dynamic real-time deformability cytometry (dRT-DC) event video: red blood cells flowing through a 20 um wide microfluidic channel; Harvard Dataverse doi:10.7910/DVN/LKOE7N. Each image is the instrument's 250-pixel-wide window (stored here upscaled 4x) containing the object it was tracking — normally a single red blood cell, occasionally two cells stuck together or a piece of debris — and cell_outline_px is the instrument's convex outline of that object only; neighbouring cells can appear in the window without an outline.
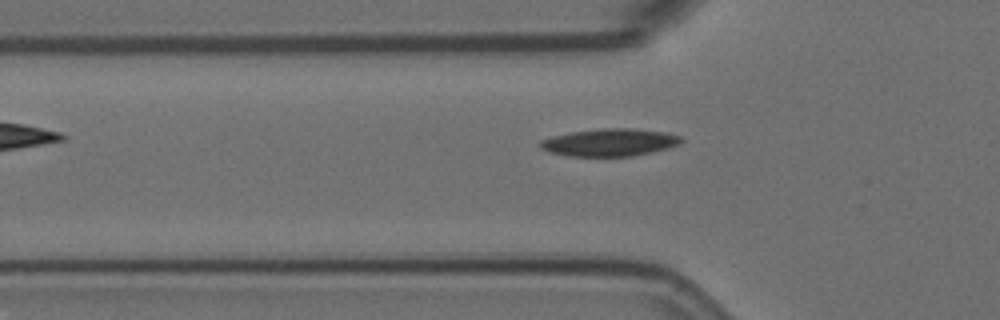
{"species": "Egyptian fruit bat (a non-hibernating species)", "species_latin": "Rousettus aegyptiacus", "temperature_condition": "room temperature", "stored_images_in_passage": 3, "camera_frame_rate_fps": 3000, "um_per_image_px": 0.085, "animal": {"sex": "female"}, "frame": {"image": 1, "passage_image": 3, "time_ms": 0.667, "image_size_px": [1000, 320], "cell_outline_px": [[684, 140], [680, 144], [668, 148], [652, 152], [632, 156], [568, 156], [548, 152], [540, 148], [540, 140], [552, 136], [572, 132], [604, 128], [632, 128], [668, 132], [680, 136]], "centroid_in_image_um": [51.85, 12.1], "position_along_channel_um": 74.0, "area_um2": 22.72}}